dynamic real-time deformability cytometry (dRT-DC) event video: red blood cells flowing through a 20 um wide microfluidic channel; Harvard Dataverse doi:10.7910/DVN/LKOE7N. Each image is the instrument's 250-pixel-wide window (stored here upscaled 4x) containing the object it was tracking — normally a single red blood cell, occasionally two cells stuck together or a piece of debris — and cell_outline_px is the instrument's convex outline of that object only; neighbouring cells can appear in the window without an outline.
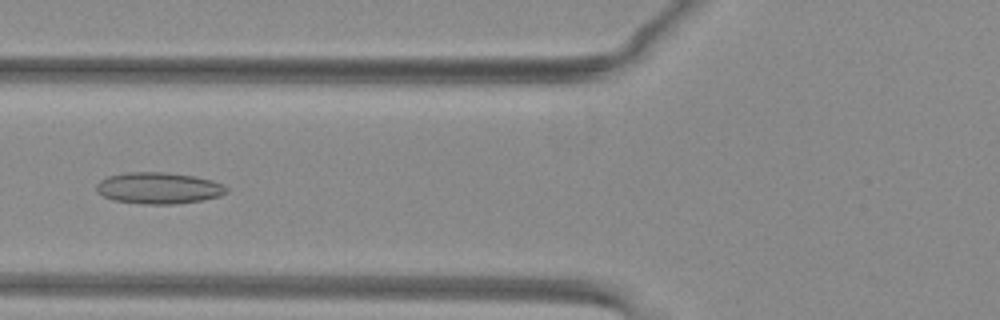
{"species": "common noctule bat (a hibernating species)", "species_latin": "Nyctalus noctula", "temperature_condition": "warm", "stored_images_in_passage": 29, "camera_frame_rate_fps": 3000, "um_per_image_px": 0.085, "animal": {"sex": "female", "body_mass_g": 29.2, "forearm_length_mm": 56.3}, "frame": {"image": 1, "passage_image": 6, "time_ms": 1.667, "image_size_px": [1000, 320], "cell_outline_px": [[228, 192], [220, 196], [200, 200], [176, 204], [144, 204], [112, 200], [96, 192], [96, 184], [100, 180], [108, 176], [124, 172], [164, 172], [196, 176], [212, 180], [228, 188]], "centroid_in_image_um": [13.46, 15.98], "position_along_channel_um": 112.3, "area_um2": 23.93}}
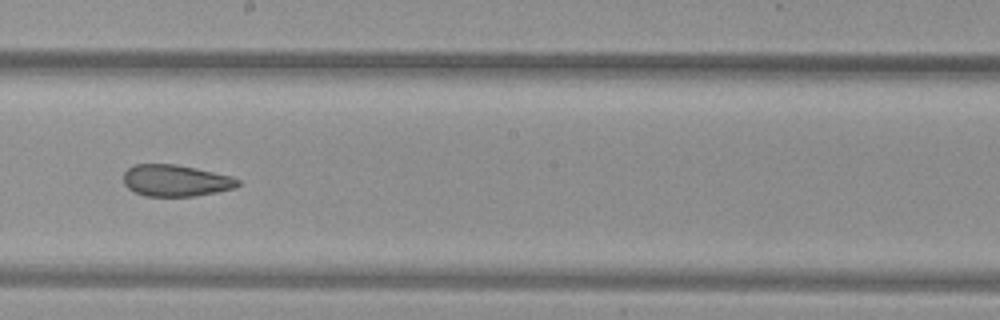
{"frame": {"image": 2, "passage_image": 15, "time_ms": 4.667, "image_size_px": [1000, 320], "cell_outline_px": [[240, 184], [236, 188], [216, 192], [192, 196], [144, 196], [128, 188], [124, 184], [124, 172], [132, 164], [176, 164], [196, 168], [232, 176], [240, 180]], "centroid_in_image_um": [14.94, 15.34], "position_along_channel_um": 233.3, "area_um2": 21.15}}
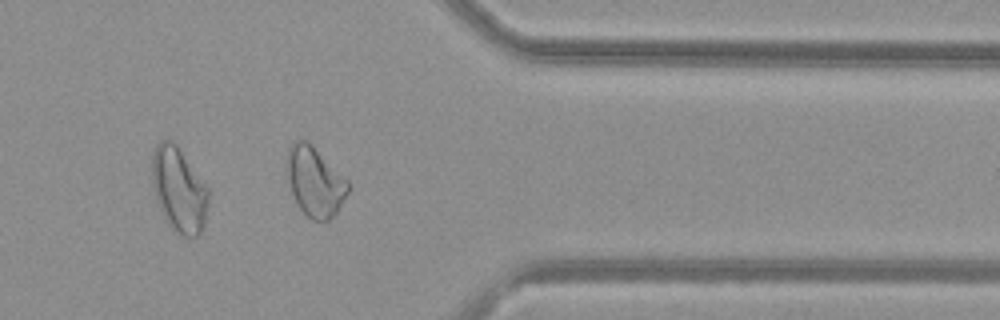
{"frame": {"image": 3, "passage_image": 27, "time_ms": 8.667, "image_size_px": [1000, 320], "cell_outline_px": [[352, 184], [336, 216], [328, 220], [312, 220], [296, 204], [284, 172], [284, 160], [288, 148], [296, 140], [308, 140]], "centroid_in_image_um": [26.74, 15.42], "position_along_channel_um": 384.7, "area_um2": 25.55}, "authors_computed_cell_mechanics": {"area_um2": 22.0218, "velocity_mm_per_s": 4.0313, "shape_relaxation_time_tau1_ms": null, "shape_relaxation_time_tau2_ms": 2.3805, "deformation_change_tau1": null, "deformation_change_tau2": 0.1008}}